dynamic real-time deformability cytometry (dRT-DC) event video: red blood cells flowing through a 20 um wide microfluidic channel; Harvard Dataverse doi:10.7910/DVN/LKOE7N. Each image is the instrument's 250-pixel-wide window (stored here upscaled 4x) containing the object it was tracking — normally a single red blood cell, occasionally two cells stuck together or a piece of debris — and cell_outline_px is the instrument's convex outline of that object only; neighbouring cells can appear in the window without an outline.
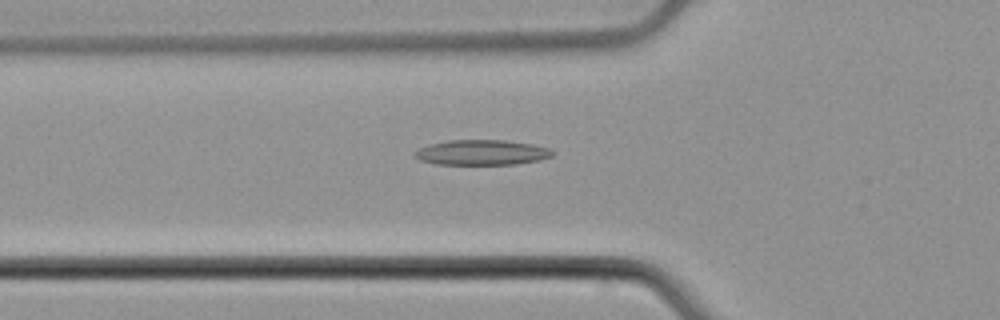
{"species": "common noctule bat (a hibernating species)", "species_latin": "Nyctalus noctula", "temperature_condition": "cold", "stored_images_in_passage": 45, "camera_frame_rate_fps": 3000, "um_per_image_px": 0.085, "animal": {"sex": "male", "body_mass_g": 21.5, "forearm_length_mm": 52.0}, "frame": {"image": 1, "passage_image": 10, "time_ms": 3.0, "image_size_px": [1000, 320], "cell_outline_px": [[552, 156], [540, 160], [516, 164], [436, 164], [420, 160], [412, 152], [428, 144], [448, 140], [504, 140], [532, 144], [548, 148], [552, 152]], "centroid_in_image_um": [40.92, 12.96], "position_along_channel_um": 84.9, "area_um2": 20.11}}
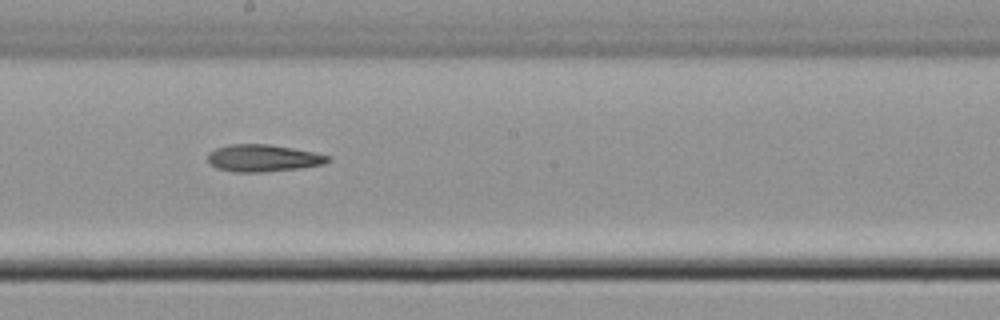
{"frame": {"image": 2, "passage_image": 21, "time_ms": 6.667, "image_size_px": [1000, 320], "cell_outline_px": [[332, 160], [324, 164], [300, 168], [264, 172], [232, 172], [216, 168], [208, 160], [208, 152], [216, 148], [228, 144], [268, 144], [292, 148], [332, 156]], "centroid_in_image_um": [22.37, 13.44], "position_along_channel_um": 225.8, "area_um2": 19.07}}
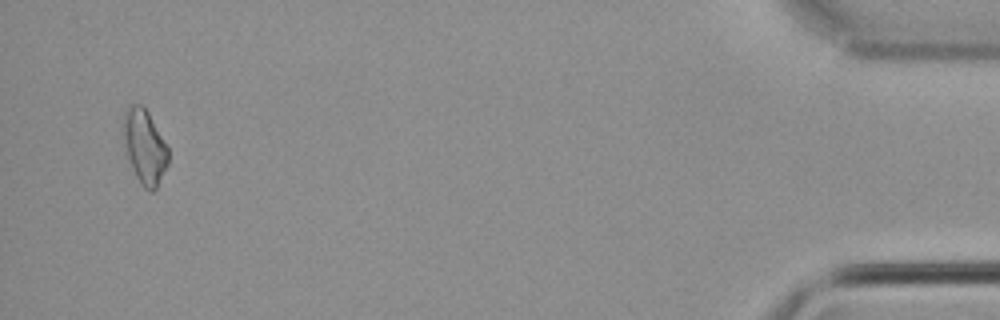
{"frame": {"image": 3, "passage_image": 43, "time_ms": 14.0, "image_size_px": [1000, 320], "cell_outline_px": [[168, 164], [156, 188], [152, 192], [148, 192], [140, 184], [128, 160], [124, 144], [124, 112], [128, 104], [144, 104], [168, 148]], "centroid_in_image_um": [12.28, 12.46], "position_along_channel_um": 422.9, "area_um2": 19.48}}